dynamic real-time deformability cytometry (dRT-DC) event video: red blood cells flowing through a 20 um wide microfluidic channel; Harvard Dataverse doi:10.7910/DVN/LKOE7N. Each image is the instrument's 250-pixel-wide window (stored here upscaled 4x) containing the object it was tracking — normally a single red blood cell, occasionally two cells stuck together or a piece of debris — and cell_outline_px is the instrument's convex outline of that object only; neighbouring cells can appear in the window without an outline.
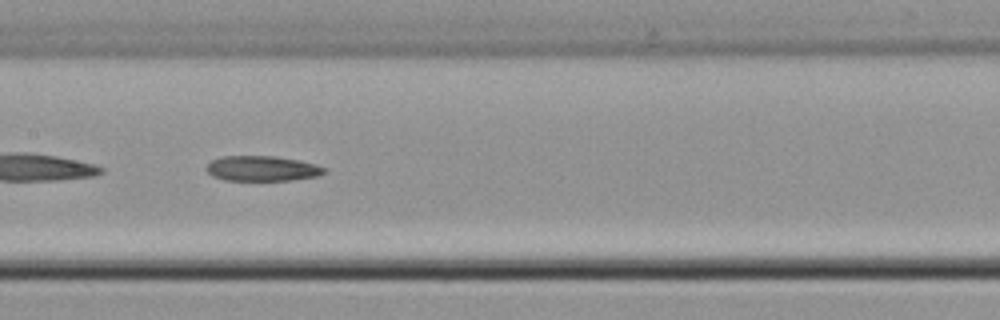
{"species": "common noctule bat (a hibernating species)", "species_latin": "Nyctalus noctula", "temperature_condition": "cold", "stored_images_in_passage": 48, "camera_frame_rate_fps": 3000, "um_per_image_px": 0.085, "animal": {"sex": "male", "body_mass_g": 21.5, "forearm_length_mm": 52.0}, "frame": {"image": 1, "passage_image": 21, "time_ms": 6.667, "image_size_px": [1000, 320], "cell_outline_px": [[328, 172], [320, 176], [292, 180], [224, 180], [212, 176], [204, 168], [212, 160], [220, 156], [276, 156], [300, 160], [316, 164], [324, 168]], "centroid_in_image_um": [22.3, 14.32], "position_along_channel_um": 185.1, "area_um2": 17.51}}